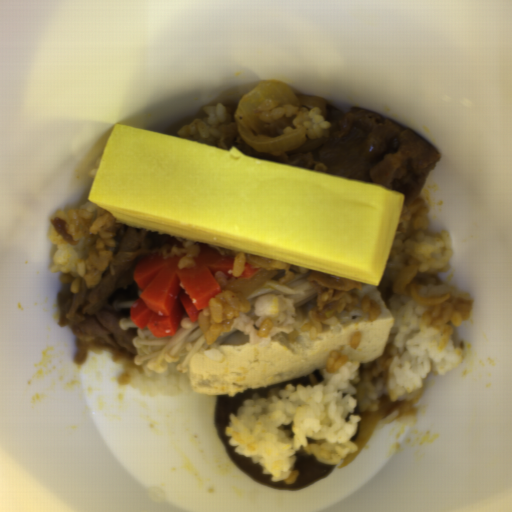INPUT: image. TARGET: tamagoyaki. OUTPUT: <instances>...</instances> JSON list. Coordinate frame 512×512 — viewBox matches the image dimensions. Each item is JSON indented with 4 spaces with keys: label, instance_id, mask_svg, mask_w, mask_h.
Segmentation results:
<instances>
[{
    "label": "tamagoyaki",
    "instance_id": "obj_1",
    "mask_svg": "<svg viewBox=\"0 0 512 512\" xmlns=\"http://www.w3.org/2000/svg\"><path fill=\"white\" fill-rule=\"evenodd\" d=\"M87 198L136 228L378 287L404 195L115 123Z\"/></svg>",
    "mask_w": 512,
    "mask_h": 512
}]
</instances>
